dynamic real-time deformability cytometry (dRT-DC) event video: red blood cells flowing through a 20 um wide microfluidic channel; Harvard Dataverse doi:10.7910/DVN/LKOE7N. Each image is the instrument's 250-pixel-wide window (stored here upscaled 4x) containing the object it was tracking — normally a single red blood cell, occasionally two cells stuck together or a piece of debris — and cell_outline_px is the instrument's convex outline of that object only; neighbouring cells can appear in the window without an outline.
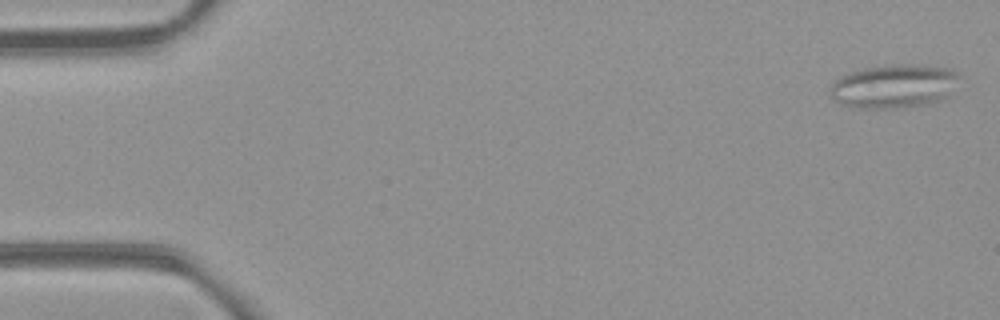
{"species": "common noctule bat (a hibernating species)", "species_latin": "Nyctalus noctula", "temperature_condition": "room temperature", "stored_images_in_passage": 16, "camera_frame_rate_fps": 3000, "um_per_image_px": 0.085, "animal": {"sex": "female", "body_mass_g": 21.9}, "frame": {"image": 1, "passage_image": 2, "time_ms": 0.333, "image_size_px": [1000, 320], "cell_outline_px": [[964, 76], [948, 96], [936, 104], [904, 108], [852, 108], [840, 104], [832, 100], [828, 96], [828, 92], [832, 84], [840, 76], [864, 68], [892, 64], [924, 64], [948, 68]], "centroid_in_image_um": [76.03, 7.34], "position_along_channel_um": 9.0, "area_um2": 34.04}}